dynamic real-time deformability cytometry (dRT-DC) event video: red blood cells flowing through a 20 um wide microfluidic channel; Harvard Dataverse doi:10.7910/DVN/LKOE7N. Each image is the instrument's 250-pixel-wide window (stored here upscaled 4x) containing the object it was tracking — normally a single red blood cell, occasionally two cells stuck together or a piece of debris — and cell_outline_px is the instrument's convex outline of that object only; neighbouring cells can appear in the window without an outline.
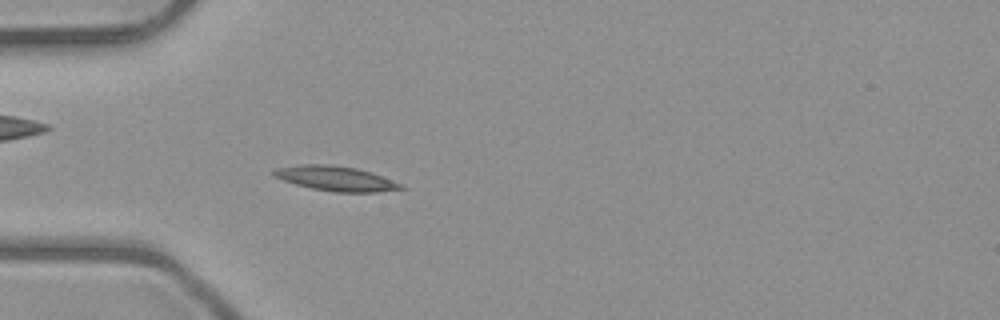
{"species": "common noctule bat (a hibernating species)", "species_latin": "Nyctalus noctula", "temperature_condition": "room temperature", "stored_images_in_passage": 41, "camera_frame_rate_fps": 3000, "um_per_image_px": 0.085, "animal": {"sex": "male", "body_mass_g": 23.1, "forearm_length_mm": 52.7}, "frame": {"image": 1, "passage_image": 10, "time_ms": 3.0, "image_size_px": [1000, 320], "cell_outline_px": [[408, 188], [376, 192], [332, 192], [312, 188], [296, 184], [272, 176], [272, 168], [300, 164], [328, 164], [356, 168], [372, 172], [404, 184]], "centroid_in_image_um": [28.55, 15.17], "position_along_channel_um": 56.4, "area_um2": 18.61}}
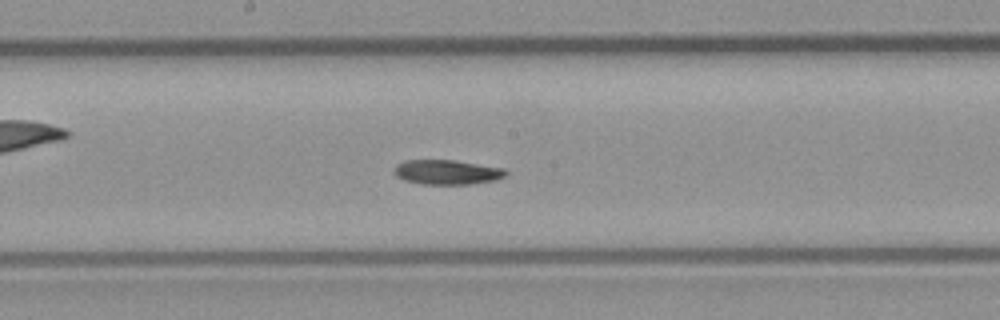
{"frame": {"image": 2, "passage_image": 22, "time_ms": 7.0, "image_size_px": [1000, 320], "cell_outline_px": [[508, 172], [504, 176], [496, 180], [472, 184], [420, 184], [404, 180], [396, 176], [392, 172], [396, 164], [404, 160], [452, 160], [504, 168]], "centroid_in_image_um": [37.95, 14.63], "position_along_channel_um": 210.2, "area_um2": 16.13}}
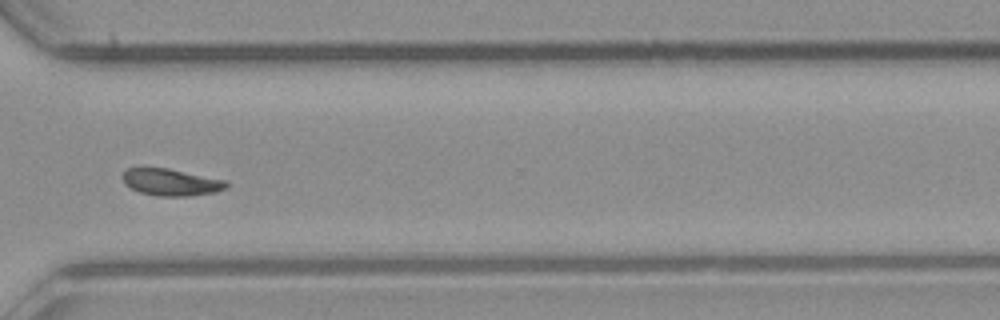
{"frame": {"image": 3, "passage_image": 33, "time_ms": 10.667, "image_size_px": [1000, 320], "cell_outline_px": [[228, 188], [216, 192], [188, 196], [160, 196], [140, 192], [124, 184], [120, 176], [128, 168], [168, 168], [228, 180]], "centroid_in_image_um": [14.57, 15.48], "position_along_channel_um": 356.0, "area_um2": 16.42}, "authors_computed_cell_mechanics": {"area_um2": 16.473, "velocity_mm_per_s": 3.9856, "shape_relaxation_time_tau1_ms": 7.1952, "shape_relaxation_time_tau2_ms": null, "deformation_change_tau1": 0.1442, "deformation_change_tau2": null}}